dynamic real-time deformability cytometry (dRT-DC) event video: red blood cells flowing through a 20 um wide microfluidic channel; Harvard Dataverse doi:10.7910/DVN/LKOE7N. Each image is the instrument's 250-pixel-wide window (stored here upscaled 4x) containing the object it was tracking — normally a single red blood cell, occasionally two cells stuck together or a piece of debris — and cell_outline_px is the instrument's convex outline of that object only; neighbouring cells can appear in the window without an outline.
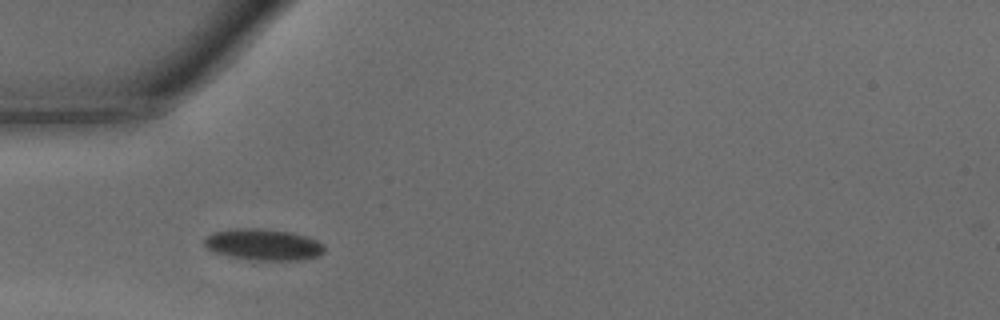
{"species": "common noctule bat (a hibernating species)", "species_latin": "Nyctalus noctula", "temperature_condition": "warm", "stored_images_in_passage": 9, "camera_frame_rate_fps": 3000, "um_per_image_px": 0.085, "animal": {"sex": "male", "body_mass_g": 15.6}, "frame": {"image": 1, "passage_image": 3, "time_ms": 0.667, "image_size_px": [1000, 320], "cell_outline_px": [[324, 252], [316, 256], [304, 260], [252, 260], [228, 256], [212, 252], [204, 244], [204, 236], [212, 232], [232, 228], [264, 228], [292, 232], [308, 236], [324, 244]], "centroid_in_image_um": [22.36, 20.78], "position_along_channel_um": 62.6, "area_um2": 22.37}}